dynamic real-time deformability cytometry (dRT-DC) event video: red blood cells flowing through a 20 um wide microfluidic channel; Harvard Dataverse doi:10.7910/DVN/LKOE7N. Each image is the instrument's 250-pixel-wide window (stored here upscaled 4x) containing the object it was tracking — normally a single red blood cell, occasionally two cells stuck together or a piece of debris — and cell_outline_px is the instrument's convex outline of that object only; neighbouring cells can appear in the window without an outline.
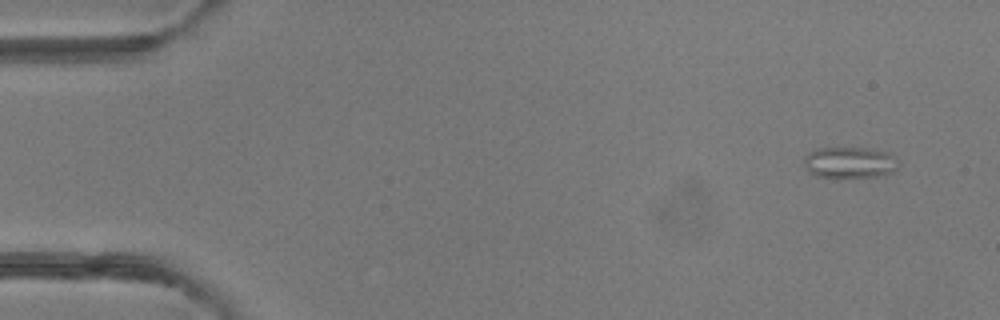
{"species": "common noctule bat (a hibernating species)", "species_latin": "Nyctalus noctula", "temperature_condition": "room temperature", "stored_images_in_passage": 4, "camera_frame_rate_fps": 3000, "um_per_image_px": 0.085, "animal": {"sex": "female"}, "frame": {"image": 1, "passage_image": 1, "time_ms": 0.0, "image_size_px": [1000, 320], "cell_outline_px": [[900, 164], [892, 172], [876, 176], [816, 176], [808, 172], [804, 160], [804, 156], [808, 152], [816, 148], [864, 148], [884, 152], [892, 156]], "centroid_in_image_um": [72.17, 13.79], "position_along_channel_um": 12.8, "area_um2": 16.7}}